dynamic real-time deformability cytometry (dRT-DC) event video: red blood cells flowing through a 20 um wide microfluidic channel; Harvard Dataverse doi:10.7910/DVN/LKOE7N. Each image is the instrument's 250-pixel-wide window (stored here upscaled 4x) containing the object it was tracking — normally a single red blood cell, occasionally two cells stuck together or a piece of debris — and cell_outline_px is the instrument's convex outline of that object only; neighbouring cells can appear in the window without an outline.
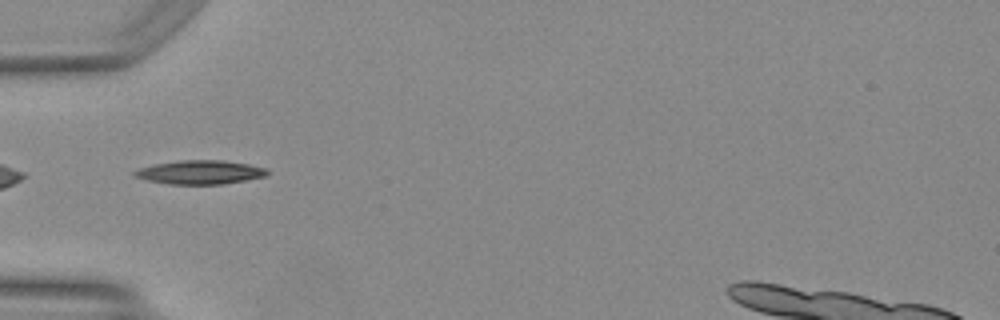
{"species": "Egyptian fruit bat (a non-hibernating species)", "species_latin": "Rousettus aegyptiacus", "temperature_condition": "warm", "stored_images_in_passage": 35, "camera_frame_rate_fps": 3000, "um_per_image_px": 0.085, "animal": {"sex": "female"}, "frame": {"image": 1, "passage_image": 1, "time_ms": 0.0, "image_size_px": [1000, 320], "cell_outline_px": [[268, 176], [224, 184], [168, 184], [148, 180], [136, 176], [132, 172], [140, 168], [152, 164], [180, 160], [224, 160], [248, 164], [268, 168]], "centroid_in_image_um": [17.05, 14.63], "position_along_channel_um": 67.9, "area_um2": 18.5}}
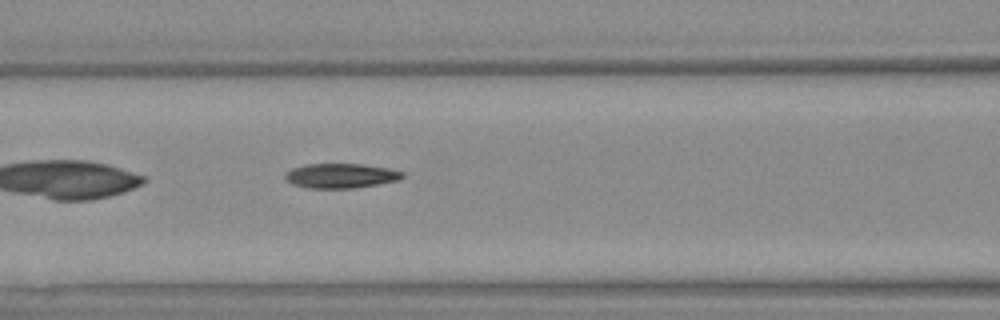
{"frame": {"image": 2, "passage_image": 6, "time_ms": 1.667, "image_size_px": [1000, 320], "cell_outline_px": [[404, 176], [396, 180], [376, 184], [352, 188], [308, 188], [292, 184], [284, 176], [292, 168], [304, 164], [364, 164], [388, 168], [404, 172]], "centroid_in_image_um": [28.95, 14.93], "position_along_channel_um": 137.6, "area_um2": 16.65}, "authors_computed_cell_mechanics": {"area_um2": 16.6464, "velocity_mm_per_s": 4.2051, "shape_relaxation_time_tau1_ms": 4.959, "shape_relaxation_time_tau2_ms": 5.7383, "deformation_change_tau1": 0.186, "deformation_change_tau2": 0.1506}}